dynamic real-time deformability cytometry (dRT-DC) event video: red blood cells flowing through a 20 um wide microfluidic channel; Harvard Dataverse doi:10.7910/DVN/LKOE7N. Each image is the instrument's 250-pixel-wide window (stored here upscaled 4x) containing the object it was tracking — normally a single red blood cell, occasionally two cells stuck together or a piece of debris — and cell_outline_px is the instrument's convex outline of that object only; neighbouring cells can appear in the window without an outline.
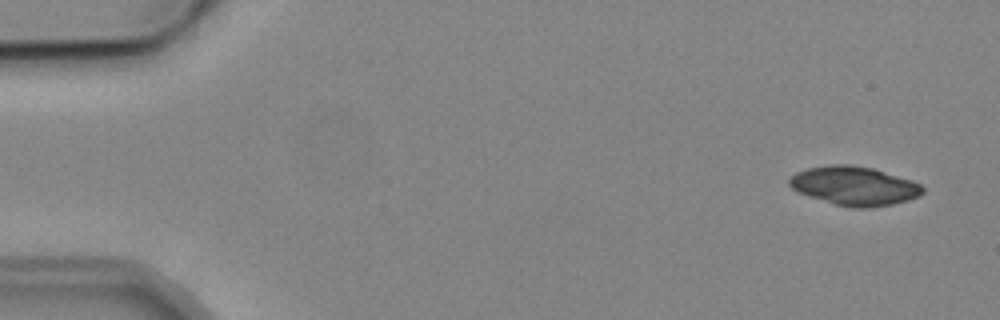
{"species": "common noctule bat (a hibernating species)", "species_latin": "Nyctalus noctula", "temperature_condition": "cold", "stored_images_in_passage": 6, "camera_frame_rate_fps": 3000, "um_per_image_px": 0.085, "animal": {"sex": "male", "body_mass_g": 19.2, "forearm_length_mm": 51.8}, "frame": {"image": 1, "passage_image": 1, "time_ms": 0.0, "image_size_px": [1000, 320], "cell_outline_px": [[924, 192], [920, 196], [908, 200], [892, 204], [868, 208], [852, 208], [836, 204], [796, 192], [788, 184], [788, 180], [796, 172], [808, 168], [828, 164], [848, 164], [872, 168], [912, 180], [920, 184], [924, 188]], "centroid_in_image_um": [72.62, 15.8], "position_along_channel_um": 12.4, "area_um2": 30.23}}